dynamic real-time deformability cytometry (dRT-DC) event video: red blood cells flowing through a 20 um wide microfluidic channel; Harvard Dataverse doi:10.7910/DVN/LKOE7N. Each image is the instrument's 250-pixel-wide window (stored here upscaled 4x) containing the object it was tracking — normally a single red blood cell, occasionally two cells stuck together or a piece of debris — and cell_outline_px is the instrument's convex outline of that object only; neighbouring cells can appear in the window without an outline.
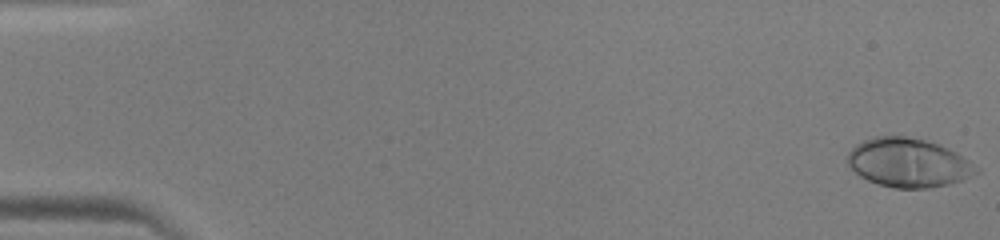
{"species": "human", "species_latin": "Homo sapiens", "temperature_condition": "warm", "stored_images_in_passage": 48, "camera_frame_rate_fps": 3000, "um_per_image_px": 0.085, "donor": {"sex": "male"}, "frame": {"image": 1, "passage_image": 1, "time_ms": 0.0, "image_size_px": [1000, 240], "cell_outline_px": [[980, 172], [960, 180], [948, 184], [928, 188], [896, 188], [880, 184], [868, 180], [860, 176], [848, 164], [848, 152], [856, 144], [872, 136], [904, 136], [924, 140], [940, 144], [956, 152], [980, 168]], "centroid_in_image_um": [77.22, 13.82], "position_along_channel_um": 7.8, "area_um2": 36.47}}
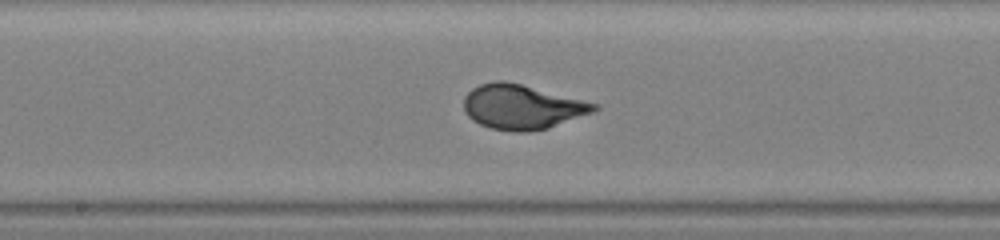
{"frame": {"image": 2, "passage_image": 26, "time_ms": 8.333, "image_size_px": [1000, 240], "cell_outline_px": [[600, 108], [592, 112], [548, 128], [528, 132], [516, 132], [492, 128], [480, 124], [472, 120], [464, 112], [464, 96], [472, 88], [480, 84], [496, 80], [504, 80], [600, 104]], "centroid_in_image_um": [44.35, 9.08], "position_along_channel_um": 203.8, "area_um2": 33.76}}
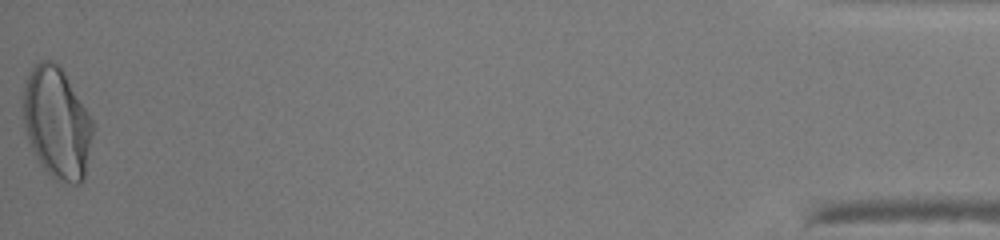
{"frame": {"image": 3, "passage_image": 48, "time_ms": 15.667, "image_size_px": [1000, 240], "cell_outline_px": [[92, 136], [84, 180], [80, 184], [72, 184], [56, 180], [40, 164], [28, 140], [24, 128], [24, 84], [28, 72], [40, 60], [52, 60], [60, 64], [92, 120]], "centroid_in_image_um": [4.83, 10.43], "position_along_channel_um": 430.4, "area_um2": 44.97}}